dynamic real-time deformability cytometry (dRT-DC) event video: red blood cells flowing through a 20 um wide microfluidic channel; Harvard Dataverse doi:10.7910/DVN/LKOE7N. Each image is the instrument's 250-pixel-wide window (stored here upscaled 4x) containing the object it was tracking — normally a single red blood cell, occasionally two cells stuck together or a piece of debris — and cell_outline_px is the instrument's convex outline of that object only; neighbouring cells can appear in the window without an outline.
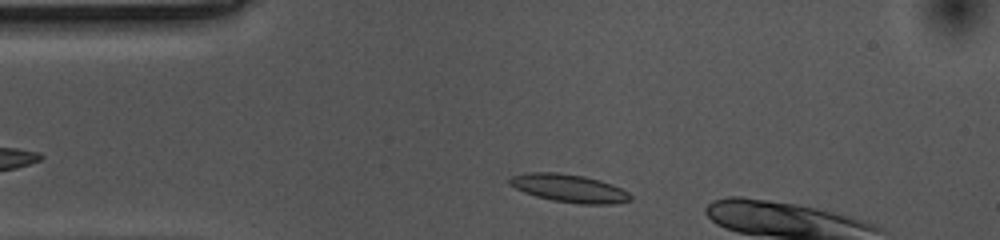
{"species": "common noctule bat (a hibernating species)", "species_latin": "Nyctalus noctula", "temperature_condition": "cold", "stored_images_in_passage": 6, "camera_frame_rate_fps": 3000, "um_per_image_px": 0.085, "animal": {"sex": "female", "body_mass_g": 10.0, "forearm_length_mm": 53.1}, "frame": {"image": 1, "passage_image": 3, "time_ms": 0.667, "image_size_px": [1000, 240], "cell_outline_px": [[632, 200], [616, 204], [580, 204], [552, 200], [536, 196], [524, 192], [508, 184], [508, 180], [512, 176], [528, 172], [556, 172], [584, 176], [600, 180], [612, 184], [628, 192], [632, 196]], "centroid_in_image_um": [48.39, 16.0], "position_along_channel_um": 36.6, "area_um2": 19.77}}